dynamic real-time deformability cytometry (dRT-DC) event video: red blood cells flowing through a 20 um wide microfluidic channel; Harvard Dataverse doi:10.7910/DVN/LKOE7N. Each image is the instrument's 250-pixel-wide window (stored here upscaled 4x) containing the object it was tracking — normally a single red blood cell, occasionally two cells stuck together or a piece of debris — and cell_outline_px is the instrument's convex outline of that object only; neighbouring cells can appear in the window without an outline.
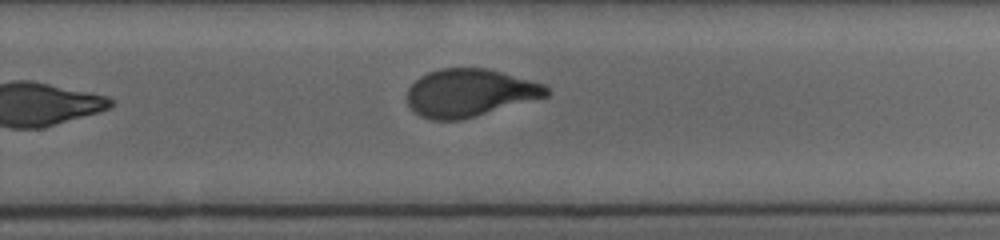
{"species": "human", "species_latin": "Homo sapiens", "temperature_condition": "cold", "stored_images_in_passage": 22, "camera_frame_rate_fps": 3000, "um_per_image_px": 0.085, "donor": {"sex": "female"}, "frame": {"image": 1, "passage_image": 22, "time_ms": 8.0, "image_size_px": [1000, 240], "cell_outline_px": [[552, 92], [548, 96], [460, 120], [432, 120], [420, 116], [408, 104], [408, 88], [420, 76], [428, 72], [440, 68], [488, 68], [544, 84]], "centroid_in_image_um": [39.93, 7.88], "position_along_channel_um": 289.9, "area_um2": 38.55}}